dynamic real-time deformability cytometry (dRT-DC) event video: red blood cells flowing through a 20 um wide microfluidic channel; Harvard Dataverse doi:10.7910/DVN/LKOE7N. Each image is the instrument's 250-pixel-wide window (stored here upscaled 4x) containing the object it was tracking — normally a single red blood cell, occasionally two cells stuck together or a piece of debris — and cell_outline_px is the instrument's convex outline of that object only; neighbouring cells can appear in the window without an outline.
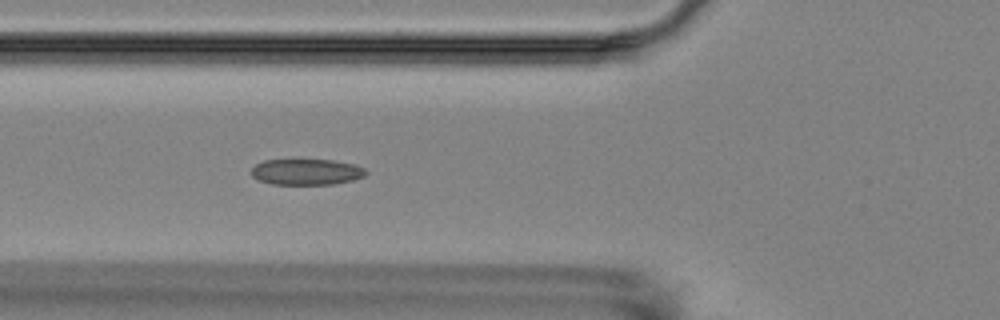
{"species": "Egyptian fruit bat (a non-hibernating species)", "species_latin": "Rousettus aegyptiacus", "temperature_condition": "room temperature", "stored_images_in_passage": 7, "camera_frame_rate_fps": 3000, "um_per_image_px": 0.085, "animal": {"sex": "female"}, "frame": {"image": 1, "passage_image": 7, "time_ms": 6.667, "image_size_px": [1000, 320], "cell_outline_px": [[368, 172], [364, 176], [352, 180], [332, 184], [272, 184], [260, 180], [252, 176], [252, 168], [256, 164], [264, 160], [332, 160], [356, 164], [364, 168]], "centroid_in_image_um": [26.07, 14.6], "position_along_channel_um": 99.7, "area_um2": 17.22}}